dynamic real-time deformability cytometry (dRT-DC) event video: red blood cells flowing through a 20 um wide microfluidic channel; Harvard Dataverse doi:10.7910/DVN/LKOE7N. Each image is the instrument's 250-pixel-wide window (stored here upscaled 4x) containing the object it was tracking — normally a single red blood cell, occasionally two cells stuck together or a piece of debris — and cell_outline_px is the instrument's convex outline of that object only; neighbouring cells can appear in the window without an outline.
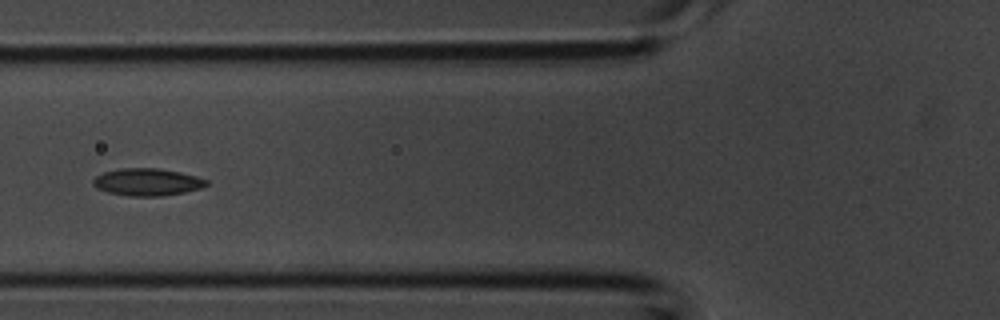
{"species": "common noctule bat (a hibernating species)", "species_latin": "Nyctalus noctula", "temperature_condition": "room temperature", "stored_images_in_passage": 5, "camera_frame_rate_fps": 3000, "um_per_image_px": 0.085, "animal": {"sex": "male", "body_mass_g": 20.1, "forearm_length_mm": 53.5}, "frame": {"image": 1, "passage_image": 5, "time_ms": 1.333, "image_size_px": [1000, 320], "cell_outline_px": [[208, 184], [200, 188], [184, 192], [160, 196], [128, 196], [108, 192], [96, 188], [92, 184], [92, 180], [96, 176], [104, 172], [120, 168], [156, 168], [180, 172], [196, 176], [208, 180]], "centroid_in_image_um": [12.49, 15.47], "position_along_channel_um": 113.3, "area_um2": 17.98}}